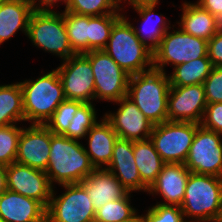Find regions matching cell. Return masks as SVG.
Masks as SVG:
<instances>
[{"instance_id": "obj_42", "label": "cell", "mask_w": 222, "mask_h": 222, "mask_svg": "<svg viewBox=\"0 0 222 222\" xmlns=\"http://www.w3.org/2000/svg\"><path fill=\"white\" fill-rule=\"evenodd\" d=\"M122 0H120V3H121ZM127 1V0H124V2ZM158 1L159 0H128V4L136 7V6H139V5H151V4H154V5H157L158 4Z\"/></svg>"}, {"instance_id": "obj_10", "label": "cell", "mask_w": 222, "mask_h": 222, "mask_svg": "<svg viewBox=\"0 0 222 222\" xmlns=\"http://www.w3.org/2000/svg\"><path fill=\"white\" fill-rule=\"evenodd\" d=\"M61 186L66 191L56 197L52 191L46 208V222H93L96 211L86 189L80 183Z\"/></svg>"}, {"instance_id": "obj_30", "label": "cell", "mask_w": 222, "mask_h": 222, "mask_svg": "<svg viewBox=\"0 0 222 222\" xmlns=\"http://www.w3.org/2000/svg\"><path fill=\"white\" fill-rule=\"evenodd\" d=\"M64 11L86 16L120 13V0H67Z\"/></svg>"}, {"instance_id": "obj_36", "label": "cell", "mask_w": 222, "mask_h": 222, "mask_svg": "<svg viewBox=\"0 0 222 222\" xmlns=\"http://www.w3.org/2000/svg\"><path fill=\"white\" fill-rule=\"evenodd\" d=\"M203 86L207 104L222 103V67L213 66Z\"/></svg>"}, {"instance_id": "obj_23", "label": "cell", "mask_w": 222, "mask_h": 222, "mask_svg": "<svg viewBox=\"0 0 222 222\" xmlns=\"http://www.w3.org/2000/svg\"><path fill=\"white\" fill-rule=\"evenodd\" d=\"M181 29L195 37L209 41L215 34V17L199 4L184 2L182 4Z\"/></svg>"}, {"instance_id": "obj_24", "label": "cell", "mask_w": 222, "mask_h": 222, "mask_svg": "<svg viewBox=\"0 0 222 222\" xmlns=\"http://www.w3.org/2000/svg\"><path fill=\"white\" fill-rule=\"evenodd\" d=\"M155 6L156 5L154 4L139 5L133 8L140 15L143 21L142 24L144 26H142V28L140 27L139 29L133 26L135 34L141 40V42L152 52H154L158 48L164 34L169 31V29H171V27H169L170 22L167 23L162 14H154ZM153 23L154 26H149V24Z\"/></svg>"}, {"instance_id": "obj_25", "label": "cell", "mask_w": 222, "mask_h": 222, "mask_svg": "<svg viewBox=\"0 0 222 222\" xmlns=\"http://www.w3.org/2000/svg\"><path fill=\"white\" fill-rule=\"evenodd\" d=\"M133 153L141 181L150 188L156 181L165 162L155 150L150 139L133 141Z\"/></svg>"}, {"instance_id": "obj_17", "label": "cell", "mask_w": 222, "mask_h": 222, "mask_svg": "<svg viewBox=\"0 0 222 222\" xmlns=\"http://www.w3.org/2000/svg\"><path fill=\"white\" fill-rule=\"evenodd\" d=\"M122 186L128 191H146L148 187L141 181L135 164L133 141L118 138L113 147V156L107 167Z\"/></svg>"}, {"instance_id": "obj_9", "label": "cell", "mask_w": 222, "mask_h": 222, "mask_svg": "<svg viewBox=\"0 0 222 222\" xmlns=\"http://www.w3.org/2000/svg\"><path fill=\"white\" fill-rule=\"evenodd\" d=\"M91 63L95 84V100L117 102L127 95L130 75L103 50L83 53Z\"/></svg>"}, {"instance_id": "obj_39", "label": "cell", "mask_w": 222, "mask_h": 222, "mask_svg": "<svg viewBox=\"0 0 222 222\" xmlns=\"http://www.w3.org/2000/svg\"><path fill=\"white\" fill-rule=\"evenodd\" d=\"M214 17L222 14V0H199L196 2Z\"/></svg>"}, {"instance_id": "obj_6", "label": "cell", "mask_w": 222, "mask_h": 222, "mask_svg": "<svg viewBox=\"0 0 222 222\" xmlns=\"http://www.w3.org/2000/svg\"><path fill=\"white\" fill-rule=\"evenodd\" d=\"M27 37L33 45L59 56L63 61L76 54L67 35L64 11L57 13L51 8H36L29 20Z\"/></svg>"}, {"instance_id": "obj_22", "label": "cell", "mask_w": 222, "mask_h": 222, "mask_svg": "<svg viewBox=\"0 0 222 222\" xmlns=\"http://www.w3.org/2000/svg\"><path fill=\"white\" fill-rule=\"evenodd\" d=\"M35 9V4L30 0H8L0 4V44L19 29L27 35L29 20Z\"/></svg>"}, {"instance_id": "obj_18", "label": "cell", "mask_w": 222, "mask_h": 222, "mask_svg": "<svg viewBox=\"0 0 222 222\" xmlns=\"http://www.w3.org/2000/svg\"><path fill=\"white\" fill-rule=\"evenodd\" d=\"M189 174L190 171L184 164L165 163L148 193L161 194L164 197V202L158 204L181 206Z\"/></svg>"}, {"instance_id": "obj_40", "label": "cell", "mask_w": 222, "mask_h": 222, "mask_svg": "<svg viewBox=\"0 0 222 222\" xmlns=\"http://www.w3.org/2000/svg\"><path fill=\"white\" fill-rule=\"evenodd\" d=\"M7 189V166L0 164V196L5 193Z\"/></svg>"}, {"instance_id": "obj_4", "label": "cell", "mask_w": 222, "mask_h": 222, "mask_svg": "<svg viewBox=\"0 0 222 222\" xmlns=\"http://www.w3.org/2000/svg\"><path fill=\"white\" fill-rule=\"evenodd\" d=\"M129 75L153 69V52L136 36L133 24L123 16L113 25L103 49ZM149 67L146 69V67Z\"/></svg>"}, {"instance_id": "obj_20", "label": "cell", "mask_w": 222, "mask_h": 222, "mask_svg": "<svg viewBox=\"0 0 222 222\" xmlns=\"http://www.w3.org/2000/svg\"><path fill=\"white\" fill-rule=\"evenodd\" d=\"M80 184L86 189L95 211L107 202L123 198L129 193L105 168L95 169Z\"/></svg>"}, {"instance_id": "obj_32", "label": "cell", "mask_w": 222, "mask_h": 222, "mask_svg": "<svg viewBox=\"0 0 222 222\" xmlns=\"http://www.w3.org/2000/svg\"><path fill=\"white\" fill-rule=\"evenodd\" d=\"M94 104L83 103L71 120L68 130L63 134L70 139L79 140L87 136L89 130L97 123Z\"/></svg>"}, {"instance_id": "obj_11", "label": "cell", "mask_w": 222, "mask_h": 222, "mask_svg": "<svg viewBox=\"0 0 222 222\" xmlns=\"http://www.w3.org/2000/svg\"><path fill=\"white\" fill-rule=\"evenodd\" d=\"M222 134L198 126L184 165L196 174L222 177Z\"/></svg>"}, {"instance_id": "obj_7", "label": "cell", "mask_w": 222, "mask_h": 222, "mask_svg": "<svg viewBox=\"0 0 222 222\" xmlns=\"http://www.w3.org/2000/svg\"><path fill=\"white\" fill-rule=\"evenodd\" d=\"M200 124L165 121L153 126L150 140L165 163L184 164Z\"/></svg>"}, {"instance_id": "obj_29", "label": "cell", "mask_w": 222, "mask_h": 222, "mask_svg": "<svg viewBox=\"0 0 222 222\" xmlns=\"http://www.w3.org/2000/svg\"><path fill=\"white\" fill-rule=\"evenodd\" d=\"M64 22L73 51L76 54L88 52L89 16L64 11Z\"/></svg>"}, {"instance_id": "obj_44", "label": "cell", "mask_w": 222, "mask_h": 222, "mask_svg": "<svg viewBox=\"0 0 222 222\" xmlns=\"http://www.w3.org/2000/svg\"><path fill=\"white\" fill-rule=\"evenodd\" d=\"M120 222H144V215H138L137 212L129 219Z\"/></svg>"}, {"instance_id": "obj_13", "label": "cell", "mask_w": 222, "mask_h": 222, "mask_svg": "<svg viewBox=\"0 0 222 222\" xmlns=\"http://www.w3.org/2000/svg\"><path fill=\"white\" fill-rule=\"evenodd\" d=\"M7 187L47 208L54 184L51 185L45 171L14 162L7 166Z\"/></svg>"}, {"instance_id": "obj_31", "label": "cell", "mask_w": 222, "mask_h": 222, "mask_svg": "<svg viewBox=\"0 0 222 222\" xmlns=\"http://www.w3.org/2000/svg\"><path fill=\"white\" fill-rule=\"evenodd\" d=\"M130 192L123 198L107 202L95 212L96 222H120L129 219L136 213L130 205Z\"/></svg>"}, {"instance_id": "obj_28", "label": "cell", "mask_w": 222, "mask_h": 222, "mask_svg": "<svg viewBox=\"0 0 222 222\" xmlns=\"http://www.w3.org/2000/svg\"><path fill=\"white\" fill-rule=\"evenodd\" d=\"M122 16L121 13L89 16L88 51L103 50L106 47L113 25Z\"/></svg>"}, {"instance_id": "obj_35", "label": "cell", "mask_w": 222, "mask_h": 222, "mask_svg": "<svg viewBox=\"0 0 222 222\" xmlns=\"http://www.w3.org/2000/svg\"><path fill=\"white\" fill-rule=\"evenodd\" d=\"M144 222H193L184 219L180 206L157 204L149 208L144 215Z\"/></svg>"}, {"instance_id": "obj_38", "label": "cell", "mask_w": 222, "mask_h": 222, "mask_svg": "<svg viewBox=\"0 0 222 222\" xmlns=\"http://www.w3.org/2000/svg\"><path fill=\"white\" fill-rule=\"evenodd\" d=\"M207 56L213 66L222 67V33H216L208 41Z\"/></svg>"}, {"instance_id": "obj_5", "label": "cell", "mask_w": 222, "mask_h": 222, "mask_svg": "<svg viewBox=\"0 0 222 222\" xmlns=\"http://www.w3.org/2000/svg\"><path fill=\"white\" fill-rule=\"evenodd\" d=\"M180 208L184 219L217 222L222 211V177L190 172Z\"/></svg>"}, {"instance_id": "obj_3", "label": "cell", "mask_w": 222, "mask_h": 222, "mask_svg": "<svg viewBox=\"0 0 222 222\" xmlns=\"http://www.w3.org/2000/svg\"><path fill=\"white\" fill-rule=\"evenodd\" d=\"M22 90L24 121L45 125L65 100L57 69L33 80L19 82Z\"/></svg>"}, {"instance_id": "obj_2", "label": "cell", "mask_w": 222, "mask_h": 222, "mask_svg": "<svg viewBox=\"0 0 222 222\" xmlns=\"http://www.w3.org/2000/svg\"><path fill=\"white\" fill-rule=\"evenodd\" d=\"M171 85L166 72L151 69L130 75L127 96L153 124L168 121V95Z\"/></svg>"}, {"instance_id": "obj_21", "label": "cell", "mask_w": 222, "mask_h": 222, "mask_svg": "<svg viewBox=\"0 0 222 222\" xmlns=\"http://www.w3.org/2000/svg\"><path fill=\"white\" fill-rule=\"evenodd\" d=\"M97 122L88 132V154L91 164L95 169L107 167L113 156V147L118 139L117 133L111 124L104 118Z\"/></svg>"}, {"instance_id": "obj_43", "label": "cell", "mask_w": 222, "mask_h": 222, "mask_svg": "<svg viewBox=\"0 0 222 222\" xmlns=\"http://www.w3.org/2000/svg\"><path fill=\"white\" fill-rule=\"evenodd\" d=\"M215 32L222 33V14H218L215 16Z\"/></svg>"}, {"instance_id": "obj_19", "label": "cell", "mask_w": 222, "mask_h": 222, "mask_svg": "<svg viewBox=\"0 0 222 222\" xmlns=\"http://www.w3.org/2000/svg\"><path fill=\"white\" fill-rule=\"evenodd\" d=\"M0 218L5 222H46V208L35 199L7 189L0 196Z\"/></svg>"}, {"instance_id": "obj_46", "label": "cell", "mask_w": 222, "mask_h": 222, "mask_svg": "<svg viewBox=\"0 0 222 222\" xmlns=\"http://www.w3.org/2000/svg\"><path fill=\"white\" fill-rule=\"evenodd\" d=\"M6 1H8V0H0V4L4 3Z\"/></svg>"}, {"instance_id": "obj_16", "label": "cell", "mask_w": 222, "mask_h": 222, "mask_svg": "<svg viewBox=\"0 0 222 222\" xmlns=\"http://www.w3.org/2000/svg\"><path fill=\"white\" fill-rule=\"evenodd\" d=\"M51 131L45 125L22 128L15 162L46 171L51 151Z\"/></svg>"}, {"instance_id": "obj_34", "label": "cell", "mask_w": 222, "mask_h": 222, "mask_svg": "<svg viewBox=\"0 0 222 222\" xmlns=\"http://www.w3.org/2000/svg\"><path fill=\"white\" fill-rule=\"evenodd\" d=\"M22 127L11 124L0 127V164L10 165L15 162Z\"/></svg>"}, {"instance_id": "obj_33", "label": "cell", "mask_w": 222, "mask_h": 222, "mask_svg": "<svg viewBox=\"0 0 222 222\" xmlns=\"http://www.w3.org/2000/svg\"><path fill=\"white\" fill-rule=\"evenodd\" d=\"M84 102L78 100H64L55 110L45 126L55 135H63L75 117L78 108Z\"/></svg>"}, {"instance_id": "obj_37", "label": "cell", "mask_w": 222, "mask_h": 222, "mask_svg": "<svg viewBox=\"0 0 222 222\" xmlns=\"http://www.w3.org/2000/svg\"><path fill=\"white\" fill-rule=\"evenodd\" d=\"M200 125L222 134V103L207 104Z\"/></svg>"}, {"instance_id": "obj_12", "label": "cell", "mask_w": 222, "mask_h": 222, "mask_svg": "<svg viewBox=\"0 0 222 222\" xmlns=\"http://www.w3.org/2000/svg\"><path fill=\"white\" fill-rule=\"evenodd\" d=\"M57 67L66 100L93 103L95 99L94 73L90 60L83 54H75Z\"/></svg>"}, {"instance_id": "obj_26", "label": "cell", "mask_w": 222, "mask_h": 222, "mask_svg": "<svg viewBox=\"0 0 222 222\" xmlns=\"http://www.w3.org/2000/svg\"><path fill=\"white\" fill-rule=\"evenodd\" d=\"M24 121L20 83L0 85V127Z\"/></svg>"}, {"instance_id": "obj_8", "label": "cell", "mask_w": 222, "mask_h": 222, "mask_svg": "<svg viewBox=\"0 0 222 222\" xmlns=\"http://www.w3.org/2000/svg\"><path fill=\"white\" fill-rule=\"evenodd\" d=\"M208 41L192 36L181 28L166 32L153 52V69L165 72V65L174 67L198 58L208 57Z\"/></svg>"}, {"instance_id": "obj_1", "label": "cell", "mask_w": 222, "mask_h": 222, "mask_svg": "<svg viewBox=\"0 0 222 222\" xmlns=\"http://www.w3.org/2000/svg\"><path fill=\"white\" fill-rule=\"evenodd\" d=\"M51 151L46 174L51 185L81 183L95 170L84 147L78 140L51 132Z\"/></svg>"}, {"instance_id": "obj_14", "label": "cell", "mask_w": 222, "mask_h": 222, "mask_svg": "<svg viewBox=\"0 0 222 222\" xmlns=\"http://www.w3.org/2000/svg\"><path fill=\"white\" fill-rule=\"evenodd\" d=\"M206 106L203 84L171 86L168 95V121L200 124Z\"/></svg>"}, {"instance_id": "obj_15", "label": "cell", "mask_w": 222, "mask_h": 222, "mask_svg": "<svg viewBox=\"0 0 222 222\" xmlns=\"http://www.w3.org/2000/svg\"><path fill=\"white\" fill-rule=\"evenodd\" d=\"M115 103L120 104L116 113H106L104 118L111 124L118 138L131 141L150 139L154 125L135 103L127 95Z\"/></svg>"}, {"instance_id": "obj_45", "label": "cell", "mask_w": 222, "mask_h": 222, "mask_svg": "<svg viewBox=\"0 0 222 222\" xmlns=\"http://www.w3.org/2000/svg\"><path fill=\"white\" fill-rule=\"evenodd\" d=\"M217 222H222V211H221V215H220V218Z\"/></svg>"}, {"instance_id": "obj_41", "label": "cell", "mask_w": 222, "mask_h": 222, "mask_svg": "<svg viewBox=\"0 0 222 222\" xmlns=\"http://www.w3.org/2000/svg\"><path fill=\"white\" fill-rule=\"evenodd\" d=\"M37 1L35 0L33 3L35 4L36 8H51L52 6H54L56 4V2H64L66 3L67 0H39L38 5H37Z\"/></svg>"}, {"instance_id": "obj_27", "label": "cell", "mask_w": 222, "mask_h": 222, "mask_svg": "<svg viewBox=\"0 0 222 222\" xmlns=\"http://www.w3.org/2000/svg\"><path fill=\"white\" fill-rule=\"evenodd\" d=\"M213 65L208 57L198 58L187 63L173 67V72L169 77L171 86H186L203 84L209 76Z\"/></svg>"}]
</instances>
